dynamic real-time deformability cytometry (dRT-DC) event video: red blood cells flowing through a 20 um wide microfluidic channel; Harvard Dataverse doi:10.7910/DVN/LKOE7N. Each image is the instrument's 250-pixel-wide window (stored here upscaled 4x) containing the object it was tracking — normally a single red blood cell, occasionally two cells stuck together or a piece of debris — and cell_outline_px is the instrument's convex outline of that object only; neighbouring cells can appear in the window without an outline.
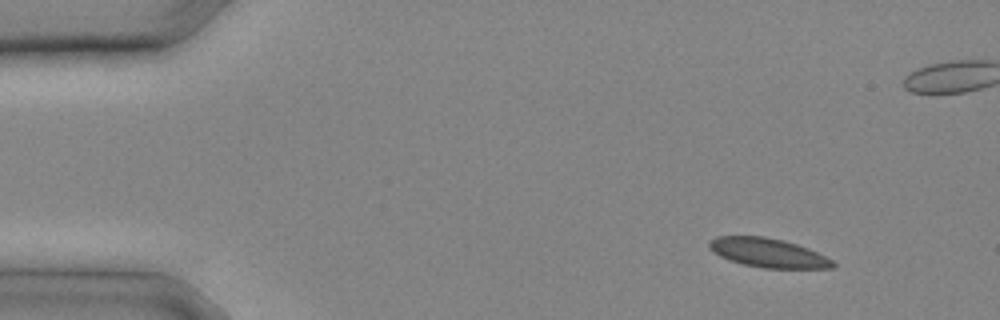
{"species": "common noctule bat (a hibernating species)", "species_latin": "Nyctalus noctula", "temperature_condition": "cold", "stored_images_in_passage": 10, "camera_frame_rate_fps": 3000, "um_per_image_px": 0.085, "animal": {"sex": "male", "body_mass_g": 20.4}, "frame": {"image": 1, "passage_image": 2, "time_ms": 0.333, "image_size_px": [1000, 320], "cell_outline_px": [[836, 264], [832, 268], [764, 268], [744, 264], [720, 256], [712, 252], [708, 248], [708, 240], [716, 236], [764, 236], [784, 240], [808, 248], [832, 260]], "centroid_in_image_um": [65.24, 21.47], "position_along_channel_um": 19.8, "area_um2": 20.87}}